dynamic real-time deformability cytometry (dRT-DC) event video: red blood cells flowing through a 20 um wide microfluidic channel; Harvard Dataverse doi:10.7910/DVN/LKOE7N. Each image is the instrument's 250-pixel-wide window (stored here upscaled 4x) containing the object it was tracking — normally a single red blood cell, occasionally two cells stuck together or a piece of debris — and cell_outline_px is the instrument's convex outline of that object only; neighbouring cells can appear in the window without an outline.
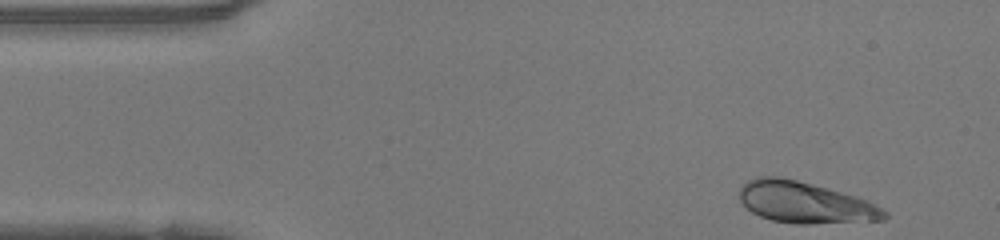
{"species": "human", "species_latin": "Homo sapiens", "temperature_condition": "warm", "stored_images_in_passage": 36, "camera_frame_rate_fps": 3000, "um_per_image_px": 0.085, "donor": {"sex": "female"}, "frame": {"image": 1, "passage_image": 1, "time_ms": 0.0, "image_size_px": [1000, 240], "cell_outline_px": [[888, 216], [884, 220], [812, 224], [796, 224], [772, 220], [760, 216], [752, 212], [740, 200], [740, 188], [748, 180], [756, 176], [776, 176], [796, 180], [828, 188], [856, 196], [868, 200], [888, 212]], "centroid_in_image_um": [68.45, 17.22], "position_along_channel_um": 16.5, "area_um2": 34.91}}
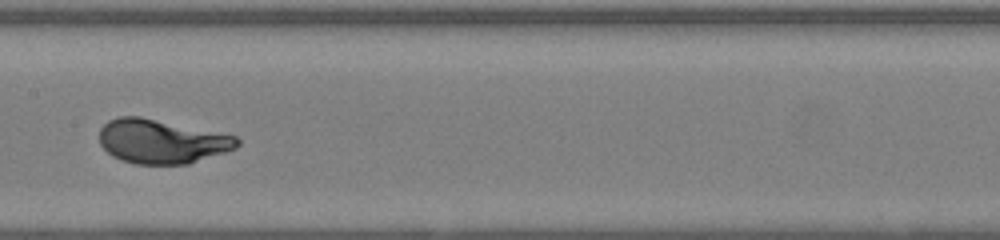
{"frame": {"image": 2, "passage_image": 20, "time_ms": 6.333, "image_size_px": [1000, 240], "cell_outline_px": [[240, 144], [236, 148], [188, 164], [136, 164], [120, 160], [112, 156], [100, 144], [100, 128], [108, 120], [120, 116], [140, 116], [236, 136], [240, 140]], "centroid_in_image_um": [13.72, 12.02], "position_along_channel_um": 193.7, "area_um2": 35.26}}
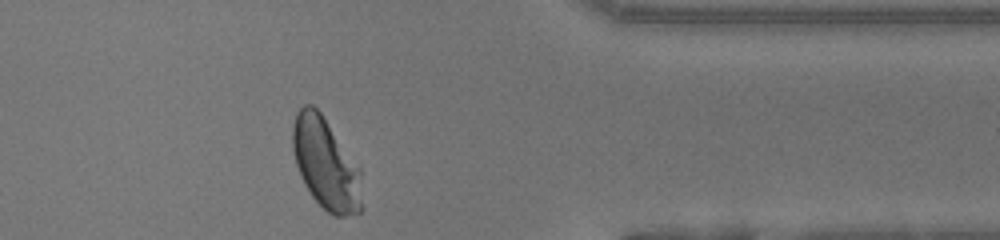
{"frame": {"image": 3, "passage_image": 35, "time_ms": 11.333, "image_size_px": [1000, 240], "cell_outline_px": [[364, 208], [360, 212], [344, 216], [336, 216], [328, 212], [312, 196], [304, 184], [300, 176], [296, 164], [292, 148], [292, 128], [296, 112], [304, 104], [312, 104], [320, 112], [360, 164]], "centroid_in_image_um": [27.73, 13.92], "position_along_channel_um": 383.7, "area_um2": 37.63}, "authors_computed_cell_mechanics": {"area_um2": 34.5644, "velocity_mm_per_s": 4.1863, "shape_relaxation_time_tau1_ms": 2.293, "shape_relaxation_time_tau2_ms": null, "deformation_change_tau1": 0.172, "deformation_change_tau2": null}}